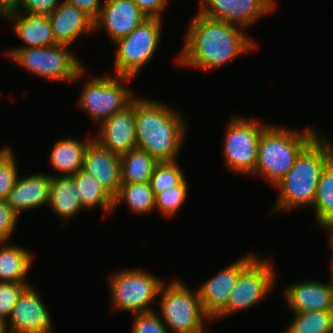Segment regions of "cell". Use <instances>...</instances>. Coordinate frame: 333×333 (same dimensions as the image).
<instances>
[{
    "instance_id": "8992f818",
    "label": "cell",
    "mask_w": 333,
    "mask_h": 333,
    "mask_svg": "<svg viewBox=\"0 0 333 333\" xmlns=\"http://www.w3.org/2000/svg\"><path fill=\"white\" fill-rule=\"evenodd\" d=\"M179 279L174 277L161 285L157 300L159 315L170 333L201 330L212 320L203 310L197 289L193 291Z\"/></svg>"
},
{
    "instance_id": "7a4b0ae2",
    "label": "cell",
    "mask_w": 333,
    "mask_h": 333,
    "mask_svg": "<svg viewBox=\"0 0 333 333\" xmlns=\"http://www.w3.org/2000/svg\"><path fill=\"white\" fill-rule=\"evenodd\" d=\"M178 110L169 103L136 96V148L158 162L177 161L189 129L187 118Z\"/></svg>"
},
{
    "instance_id": "f546056e",
    "label": "cell",
    "mask_w": 333,
    "mask_h": 333,
    "mask_svg": "<svg viewBox=\"0 0 333 333\" xmlns=\"http://www.w3.org/2000/svg\"><path fill=\"white\" fill-rule=\"evenodd\" d=\"M189 184L185 179L180 185L157 193L155 195V211L158 210L157 212L167 219L176 216L187 201Z\"/></svg>"
},
{
    "instance_id": "7c38bea8",
    "label": "cell",
    "mask_w": 333,
    "mask_h": 333,
    "mask_svg": "<svg viewBox=\"0 0 333 333\" xmlns=\"http://www.w3.org/2000/svg\"><path fill=\"white\" fill-rule=\"evenodd\" d=\"M198 12L213 20L231 23L246 30L277 8L276 0H199Z\"/></svg>"
},
{
    "instance_id": "8d00e7d4",
    "label": "cell",
    "mask_w": 333,
    "mask_h": 333,
    "mask_svg": "<svg viewBox=\"0 0 333 333\" xmlns=\"http://www.w3.org/2000/svg\"><path fill=\"white\" fill-rule=\"evenodd\" d=\"M147 18L162 19L163 12L167 9L168 0H132Z\"/></svg>"
},
{
    "instance_id": "52a82bcc",
    "label": "cell",
    "mask_w": 333,
    "mask_h": 333,
    "mask_svg": "<svg viewBox=\"0 0 333 333\" xmlns=\"http://www.w3.org/2000/svg\"><path fill=\"white\" fill-rule=\"evenodd\" d=\"M85 79L77 107L86 111L90 119L98 123L97 126L115 113L123 111L136 97V93L128 87L129 82L131 84L134 79L132 77L105 73Z\"/></svg>"
},
{
    "instance_id": "ac0fdd59",
    "label": "cell",
    "mask_w": 333,
    "mask_h": 333,
    "mask_svg": "<svg viewBox=\"0 0 333 333\" xmlns=\"http://www.w3.org/2000/svg\"><path fill=\"white\" fill-rule=\"evenodd\" d=\"M114 199L121 186L120 156L112 153L94 138L85 150L83 168Z\"/></svg>"
},
{
    "instance_id": "cb8c5ba5",
    "label": "cell",
    "mask_w": 333,
    "mask_h": 333,
    "mask_svg": "<svg viewBox=\"0 0 333 333\" xmlns=\"http://www.w3.org/2000/svg\"><path fill=\"white\" fill-rule=\"evenodd\" d=\"M34 254L17 244L0 243V282L29 284L28 274L33 266Z\"/></svg>"
},
{
    "instance_id": "d4e9b609",
    "label": "cell",
    "mask_w": 333,
    "mask_h": 333,
    "mask_svg": "<svg viewBox=\"0 0 333 333\" xmlns=\"http://www.w3.org/2000/svg\"><path fill=\"white\" fill-rule=\"evenodd\" d=\"M78 188L80 204L85 211L94 209L96 206L101 208L105 215L113 212L114 199L105 191L92 175L80 169L72 176Z\"/></svg>"
},
{
    "instance_id": "1f68e13d",
    "label": "cell",
    "mask_w": 333,
    "mask_h": 333,
    "mask_svg": "<svg viewBox=\"0 0 333 333\" xmlns=\"http://www.w3.org/2000/svg\"><path fill=\"white\" fill-rule=\"evenodd\" d=\"M12 146L0 148V201H5L19 177L18 163Z\"/></svg>"
},
{
    "instance_id": "ab89813d",
    "label": "cell",
    "mask_w": 333,
    "mask_h": 333,
    "mask_svg": "<svg viewBox=\"0 0 333 333\" xmlns=\"http://www.w3.org/2000/svg\"><path fill=\"white\" fill-rule=\"evenodd\" d=\"M323 231L329 235L328 236V247H330L329 249L331 250V252L333 253V221L330 222L329 224H327L324 228Z\"/></svg>"
},
{
    "instance_id": "e575fe53",
    "label": "cell",
    "mask_w": 333,
    "mask_h": 333,
    "mask_svg": "<svg viewBox=\"0 0 333 333\" xmlns=\"http://www.w3.org/2000/svg\"><path fill=\"white\" fill-rule=\"evenodd\" d=\"M19 216L6 204L0 201V243L10 242L18 224Z\"/></svg>"
},
{
    "instance_id": "484cf974",
    "label": "cell",
    "mask_w": 333,
    "mask_h": 333,
    "mask_svg": "<svg viewBox=\"0 0 333 333\" xmlns=\"http://www.w3.org/2000/svg\"><path fill=\"white\" fill-rule=\"evenodd\" d=\"M125 202V203H124ZM124 203L134 215H148L155 211V195L150 182L121 183L119 192L114 198L113 211Z\"/></svg>"
},
{
    "instance_id": "5bb4252c",
    "label": "cell",
    "mask_w": 333,
    "mask_h": 333,
    "mask_svg": "<svg viewBox=\"0 0 333 333\" xmlns=\"http://www.w3.org/2000/svg\"><path fill=\"white\" fill-rule=\"evenodd\" d=\"M40 294L27 286L20 294L11 314L3 326L8 333H53L50 310Z\"/></svg>"
},
{
    "instance_id": "277c9868",
    "label": "cell",
    "mask_w": 333,
    "mask_h": 333,
    "mask_svg": "<svg viewBox=\"0 0 333 333\" xmlns=\"http://www.w3.org/2000/svg\"><path fill=\"white\" fill-rule=\"evenodd\" d=\"M313 126L295 130L269 124L261 133L252 176H260L275 187L293 167L300 153L320 134Z\"/></svg>"
},
{
    "instance_id": "5b68a950",
    "label": "cell",
    "mask_w": 333,
    "mask_h": 333,
    "mask_svg": "<svg viewBox=\"0 0 333 333\" xmlns=\"http://www.w3.org/2000/svg\"><path fill=\"white\" fill-rule=\"evenodd\" d=\"M31 74L50 81L75 83L85 76V66L68 45L7 49L3 54Z\"/></svg>"
},
{
    "instance_id": "4dcf8cb0",
    "label": "cell",
    "mask_w": 333,
    "mask_h": 333,
    "mask_svg": "<svg viewBox=\"0 0 333 333\" xmlns=\"http://www.w3.org/2000/svg\"><path fill=\"white\" fill-rule=\"evenodd\" d=\"M186 179L178 160L172 162H158L153 170L150 184L154 195L180 185Z\"/></svg>"
},
{
    "instance_id": "3957f363",
    "label": "cell",
    "mask_w": 333,
    "mask_h": 333,
    "mask_svg": "<svg viewBox=\"0 0 333 333\" xmlns=\"http://www.w3.org/2000/svg\"><path fill=\"white\" fill-rule=\"evenodd\" d=\"M333 158V144L322 132L300 153L293 167L274 187L278 195L272 213L313 206L325 165Z\"/></svg>"
},
{
    "instance_id": "74e56055",
    "label": "cell",
    "mask_w": 333,
    "mask_h": 333,
    "mask_svg": "<svg viewBox=\"0 0 333 333\" xmlns=\"http://www.w3.org/2000/svg\"><path fill=\"white\" fill-rule=\"evenodd\" d=\"M95 21L103 5V0H66Z\"/></svg>"
},
{
    "instance_id": "ba28073f",
    "label": "cell",
    "mask_w": 333,
    "mask_h": 333,
    "mask_svg": "<svg viewBox=\"0 0 333 333\" xmlns=\"http://www.w3.org/2000/svg\"><path fill=\"white\" fill-rule=\"evenodd\" d=\"M108 278L112 310L132 315L154 311L161 285L165 280L142 268L120 269Z\"/></svg>"
},
{
    "instance_id": "4fadbf2b",
    "label": "cell",
    "mask_w": 333,
    "mask_h": 333,
    "mask_svg": "<svg viewBox=\"0 0 333 333\" xmlns=\"http://www.w3.org/2000/svg\"><path fill=\"white\" fill-rule=\"evenodd\" d=\"M256 256L257 253H246L243 257L222 268L197 288L203 310L213 322L227 307L229 296L237 284L241 271Z\"/></svg>"
},
{
    "instance_id": "d590c367",
    "label": "cell",
    "mask_w": 333,
    "mask_h": 333,
    "mask_svg": "<svg viewBox=\"0 0 333 333\" xmlns=\"http://www.w3.org/2000/svg\"><path fill=\"white\" fill-rule=\"evenodd\" d=\"M62 0H20L15 11L19 13L38 12L49 16Z\"/></svg>"
},
{
    "instance_id": "7bdbcfd3",
    "label": "cell",
    "mask_w": 333,
    "mask_h": 333,
    "mask_svg": "<svg viewBox=\"0 0 333 333\" xmlns=\"http://www.w3.org/2000/svg\"><path fill=\"white\" fill-rule=\"evenodd\" d=\"M187 333H206L205 332V327L201 330H197V331H194V332H187Z\"/></svg>"
},
{
    "instance_id": "7402d4cb",
    "label": "cell",
    "mask_w": 333,
    "mask_h": 333,
    "mask_svg": "<svg viewBox=\"0 0 333 333\" xmlns=\"http://www.w3.org/2000/svg\"><path fill=\"white\" fill-rule=\"evenodd\" d=\"M51 175L48 208L53 214L59 216L61 225L74 219L80 212L84 211L80 204L78 188L72 176Z\"/></svg>"
},
{
    "instance_id": "4316f807",
    "label": "cell",
    "mask_w": 333,
    "mask_h": 333,
    "mask_svg": "<svg viewBox=\"0 0 333 333\" xmlns=\"http://www.w3.org/2000/svg\"><path fill=\"white\" fill-rule=\"evenodd\" d=\"M157 163L158 161L145 150L131 149L120 156L121 183L150 182Z\"/></svg>"
},
{
    "instance_id": "6da1fadb",
    "label": "cell",
    "mask_w": 333,
    "mask_h": 333,
    "mask_svg": "<svg viewBox=\"0 0 333 333\" xmlns=\"http://www.w3.org/2000/svg\"><path fill=\"white\" fill-rule=\"evenodd\" d=\"M243 27L213 20L198 11L191 18L177 54L176 68L188 67L198 70H216L243 54L257 50L258 43L245 33Z\"/></svg>"
},
{
    "instance_id": "9c48e42d",
    "label": "cell",
    "mask_w": 333,
    "mask_h": 333,
    "mask_svg": "<svg viewBox=\"0 0 333 333\" xmlns=\"http://www.w3.org/2000/svg\"><path fill=\"white\" fill-rule=\"evenodd\" d=\"M269 124L241 115H233L228 120L221 151L223 164L230 172L252 177L257 163L260 135Z\"/></svg>"
},
{
    "instance_id": "e0dca14e",
    "label": "cell",
    "mask_w": 333,
    "mask_h": 333,
    "mask_svg": "<svg viewBox=\"0 0 333 333\" xmlns=\"http://www.w3.org/2000/svg\"><path fill=\"white\" fill-rule=\"evenodd\" d=\"M283 298L291 313L333 311V289L329 282L304 280L284 288Z\"/></svg>"
},
{
    "instance_id": "ffe728a7",
    "label": "cell",
    "mask_w": 333,
    "mask_h": 333,
    "mask_svg": "<svg viewBox=\"0 0 333 333\" xmlns=\"http://www.w3.org/2000/svg\"><path fill=\"white\" fill-rule=\"evenodd\" d=\"M48 17L57 44L70 47L81 36L94 33V21L66 0H62Z\"/></svg>"
},
{
    "instance_id": "44dd1931",
    "label": "cell",
    "mask_w": 333,
    "mask_h": 333,
    "mask_svg": "<svg viewBox=\"0 0 333 333\" xmlns=\"http://www.w3.org/2000/svg\"><path fill=\"white\" fill-rule=\"evenodd\" d=\"M11 23L16 36L24 45L7 49L48 47L56 45L49 17L44 13L17 11L5 14L4 20Z\"/></svg>"
},
{
    "instance_id": "d6986e66",
    "label": "cell",
    "mask_w": 333,
    "mask_h": 333,
    "mask_svg": "<svg viewBox=\"0 0 333 333\" xmlns=\"http://www.w3.org/2000/svg\"><path fill=\"white\" fill-rule=\"evenodd\" d=\"M51 175L36 172L18 177L15 186L8 193L6 204L20 217L24 211L48 206Z\"/></svg>"
},
{
    "instance_id": "9a60e30c",
    "label": "cell",
    "mask_w": 333,
    "mask_h": 333,
    "mask_svg": "<svg viewBox=\"0 0 333 333\" xmlns=\"http://www.w3.org/2000/svg\"><path fill=\"white\" fill-rule=\"evenodd\" d=\"M147 19L145 14L132 0H103L97 19L94 21V33L106 31L114 43L129 35L138 25Z\"/></svg>"
},
{
    "instance_id": "30bf717a",
    "label": "cell",
    "mask_w": 333,
    "mask_h": 333,
    "mask_svg": "<svg viewBox=\"0 0 333 333\" xmlns=\"http://www.w3.org/2000/svg\"><path fill=\"white\" fill-rule=\"evenodd\" d=\"M162 21L160 18H147L129 35L115 42L114 75L135 78L146 67L161 44Z\"/></svg>"
},
{
    "instance_id": "60d3db41",
    "label": "cell",
    "mask_w": 333,
    "mask_h": 333,
    "mask_svg": "<svg viewBox=\"0 0 333 333\" xmlns=\"http://www.w3.org/2000/svg\"><path fill=\"white\" fill-rule=\"evenodd\" d=\"M332 255L330 256V260H329V270H330V286L332 287L333 289V253H331Z\"/></svg>"
},
{
    "instance_id": "b9f144b4",
    "label": "cell",
    "mask_w": 333,
    "mask_h": 333,
    "mask_svg": "<svg viewBox=\"0 0 333 333\" xmlns=\"http://www.w3.org/2000/svg\"><path fill=\"white\" fill-rule=\"evenodd\" d=\"M0 333H8V331L4 328L3 325H0Z\"/></svg>"
},
{
    "instance_id": "ee69618b",
    "label": "cell",
    "mask_w": 333,
    "mask_h": 333,
    "mask_svg": "<svg viewBox=\"0 0 333 333\" xmlns=\"http://www.w3.org/2000/svg\"><path fill=\"white\" fill-rule=\"evenodd\" d=\"M4 17H5V14L0 10V18L2 19H4Z\"/></svg>"
},
{
    "instance_id": "d6a6232c",
    "label": "cell",
    "mask_w": 333,
    "mask_h": 333,
    "mask_svg": "<svg viewBox=\"0 0 333 333\" xmlns=\"http://www.w3.org/2000/svg\"><path fill=\"white\" fill-rule=\"evenodd\" d=\"M31 284H20L14 282H0V325L9 318L23 290Z\"/></svg>"
},
{
    "instance_id": "2e32d148",
    "label": "cell",
    "mask_w": 333,
    "mask_h": 333,
    "mask_svg": "<svg viewBox=\"0 0 333 333\" xmlns=\"http://www.w3.org/2000/svg\"><path fill=\"white\" fill-rule=\"evenodd\" d=\"M135 98L123 111L117 112L98 126L94 135L102 146L121 156L136 148Z\"/></svg>"
},
{
    "instance_id": "603a6c76",
    "label": "cell",
    "mask_w": 333,
    "mask_h": 333,
    "mask_svg": "<svg viewBox=\"0 0 333 333\" xmlns=\"http://www.w3.org/2000/svg\"><path fill=\"white\" fill-rule=\"evenodd\" d=\"M93 138L90 135L80 140L71 137L57 139L47 159L51 168L57 172H54V176H73L82 169L85 150Z\"/></svg>"
},
{
    "instance_id": "f35d334b",
    "label": "cell",
    "mask_w": 333,
    "mask_h": 333,
    "mask_svg": "<svg viewBox=\"0 0 333 333\" xmlns=\"http://www.w3.org/2000/svg\"><path fill=\"white\" fill-rule=\"evenodd\" d=\"M20 0H0V10L6 14L16 10Z\"/></svg>"
},
{
    "instance_id": "836d02e7",
    "label": "cell",
    "mask_w": 333,
    "mask_h": 333,
    "mask_svg": "<svg viewBox=\"0 0 333 333\" xmlns=\"http://www.w3.org/2000/svg\"><path fill=\"white\" fill-rule=\"evenodd\" d=\"M131 333H170L157 311L134 314Z\"/></svg>"
},
{
    "instance_id": "f1b7e54d",
    "label": "cell",
    "mask_w": 333,
    "mask_h": 333,
    "mask_svg": "<svg viewBox=\"0 0 333 333\" xmlns=\"http://www.w3.org/2000/svg\"><path fill=\"white\" fill-rule=\"evenodd\" d=\"M283 333H333V311L294 313Z\"/></svg>"
},
{
    "instance_id": "8fae6325",
    "label": "cell",
    "mask_w": 333,
    "mask_h": 333,
    "mask_svg": "<svg viewBox=\"0 0 333 333\" xmlns=\"http://www.w3.org/2000/svg\"><path fill=\"white\" fill-rule=\"evenodd\" d=\"M273 260L258 255L241 271L227 307L214 319L220 320L236 312L254 307L275 288L278 276Z\"/></svg>"
},
{
    "instance_id": "83f0119b",
    "label": "cell",
    "mask_w": 333,
    "mask_h": 333,
    "mask_svg": "<svg viewBox=\"0 0 333 333\" xmlns=\"http://www.w3.org/2000/svg\"><path fill=\"white\" fill-rule=\"evenodd\" d=\"M312 208L319 229L333 221V158L322 169Z\"/></svg>"
}]
</instances>
